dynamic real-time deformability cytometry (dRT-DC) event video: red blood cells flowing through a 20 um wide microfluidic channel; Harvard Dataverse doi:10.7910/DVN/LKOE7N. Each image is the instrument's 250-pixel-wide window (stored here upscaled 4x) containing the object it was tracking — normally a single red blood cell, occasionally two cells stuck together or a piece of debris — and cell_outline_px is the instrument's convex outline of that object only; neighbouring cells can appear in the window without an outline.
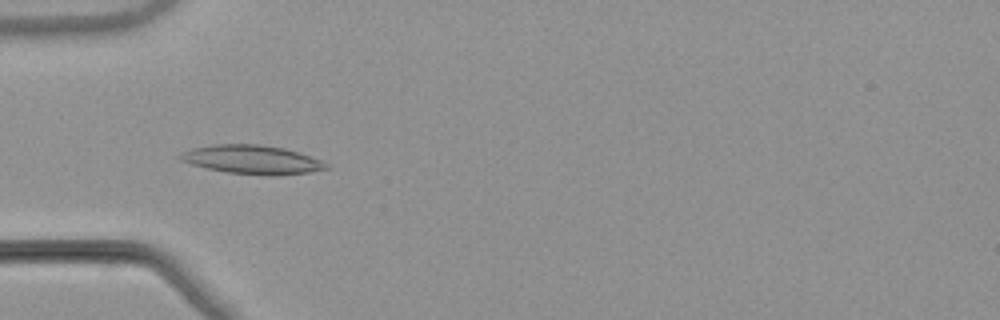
{"species": "common noctule bat (a hibernating species)", "species_latin": "Nyctalus noctula", "temperature_condition": "warm", "stored_images_in_passage": 40, "camera_frame_rate_fps": 3000, "um_per_image_px": 0.085, "animal": {"sex": "male", "body_mass_g": 21.5, "forearm_length_mm": 52.0}, "frame": {"image": 1, "passage_image": 4, "time_ms": 1.0, "image_size_px": [1000, 320], "cell_outline_px": [[332, 168], [308, 172], [276, 176], [272, 176], [228, 172], [208, 168], [192, 164], [180, 160], [176, 156], [192, 148], [216, 144], [260, 144], [284, 148], [320, 160], [328, 164]], "centroid_in_image_um": [21.44, 13.57], "position_along_channel_um": 63.6, "area_um2": 24.28}}
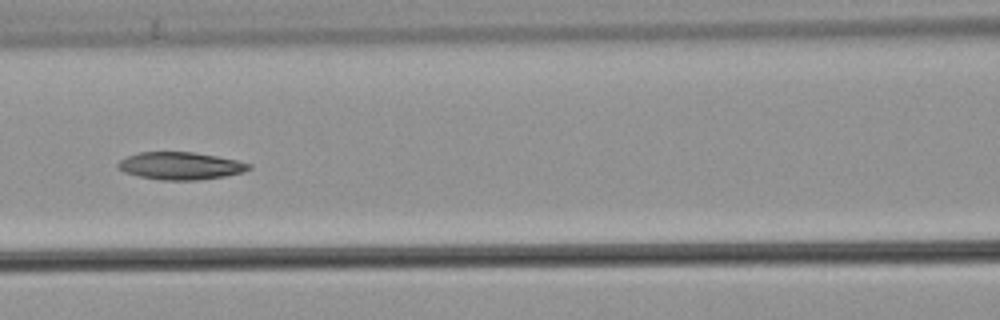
{"frame": {"image": 2, "passage_image": 11, "time_ms": 3.333, "image_size_px": [1000, 320], "cell_outline_px": [[252, 168], [244, 172], [224, 176], [196, 180], [160, 180], [140, 176], [124, 172], [116, 168], [116, 164], [120, 160], [128, 156], [140, 152], [192, 152], [216, 156], [236, 160], [252, 164]], "centroid_in_image_um": [15.33, 14.1], "position_along_channel_um": 151.3, "area_um2": 20.92}}
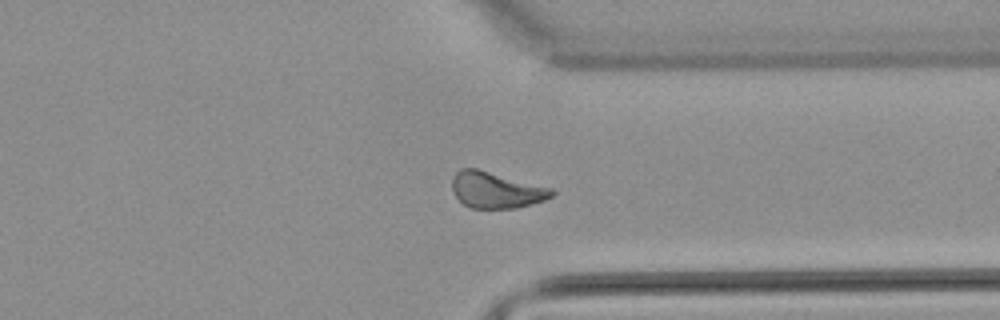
{"frame": {"image": 3, "passage_image": 28, "time_ms": 9.0, "image_size_px": [1000, 320], "cell_outline_px": [[556, 192], [552, 196], [544, 200], [532, 204], [516, 208], [468, 208], [456, 196], [452, 188], [452, 176], [460, 168], [476, 168], [552, 188]], "centroid_in_image_um": [42.16, 16.15], "position_along_channel_um": 369.2, "area_um2": 20.98}}